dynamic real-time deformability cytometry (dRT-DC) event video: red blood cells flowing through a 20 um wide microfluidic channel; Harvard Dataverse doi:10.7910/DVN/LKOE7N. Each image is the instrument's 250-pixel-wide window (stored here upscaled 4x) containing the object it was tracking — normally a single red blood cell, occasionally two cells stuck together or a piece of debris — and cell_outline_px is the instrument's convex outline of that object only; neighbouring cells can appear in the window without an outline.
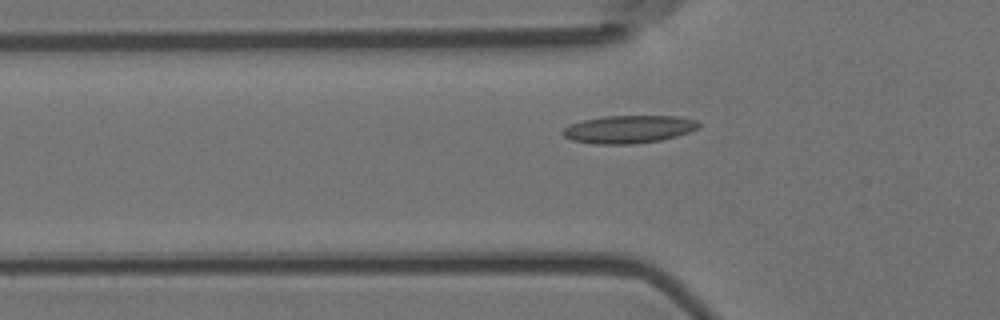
{"species": "Egyptian fruit bat (a non-hibernating species)", "species_latin": "Rousettus aegyptiacus", "temperature_condition": "room temperature", "stored_images_in_passage": 44, "camera_frame_rate_fps": 3000, "um_per_image_px": 0.085, "animal": {"sex": "female"}, "frame": {"image": 1, "passage_image": 7, "time_ms": 2.0, "image_size_px": [1000, 320], "cell_outline_px": [[700, 124], [696, 128], [688, 132], [676, 136], [660, 140], [632, 144], [596, 144], [572, 140], [564, 136], [560, 132], [564, 128], [572, 124], [584, 120], [604, 116], [676, 116], [696, 120]], "centroid_in_image_um": [53.42, 10.99], "position_along_channel_um": 72.4, "area_um2": 21.79}}
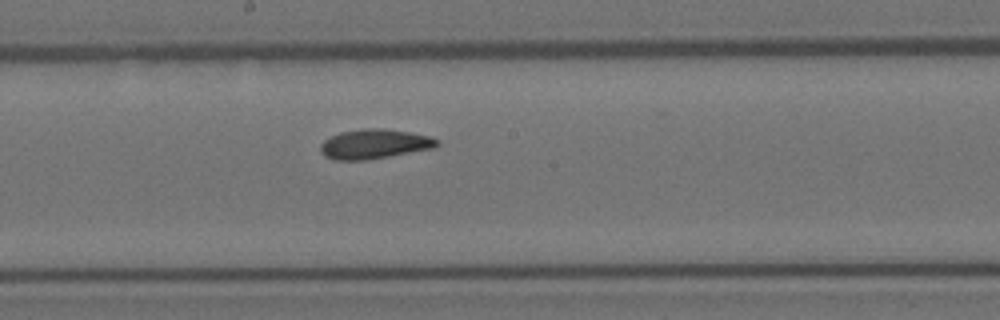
{"frame": {"image": 2, "passage_image": 19, "time_ms": 6.0, "image_size_px": [1000, 320], "cell_outline_px": [[440, 144], [436, 148], [368, 160], [332, 160], [324, 156], [320, 152], [320, 144], [324, 140], [340, 132], [364, 128], [380, 128], [408, 132], [432, 136], [440, 140]], "centroid_in_image_um": [31.85, 12.25], "position_along_channel_um": 216.4, "area_um2": 20.4}}
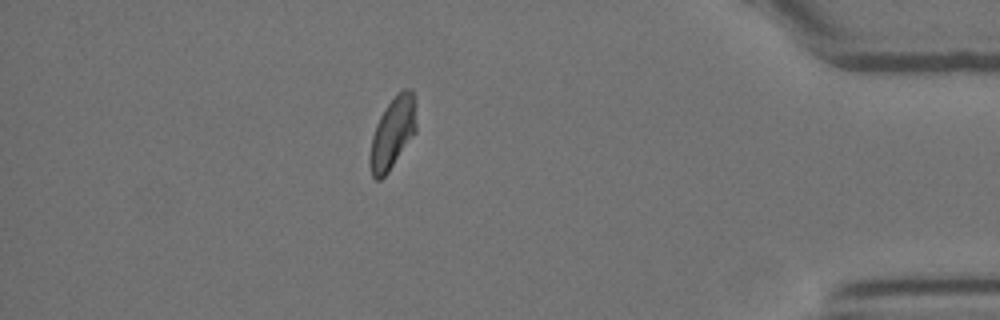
{"frame": {"image": 3, "passage_image": 38, "time_ms": 12.333, "image_size_px": [1000, 320], "cell_outline_px": [[416, 132], [388, 172], [380, 180], [376, 180], [372, 176], [368, 164], [368, 156], [372, 136], [376, 124], [380, 116], [396, 92], [404, 88], [408, 88], [412, 92], [416, 104]], "centroid_in_image_um": [33.36, 11.31], "position_along_channel_um": 401.8, "area_um2": 19.54}}